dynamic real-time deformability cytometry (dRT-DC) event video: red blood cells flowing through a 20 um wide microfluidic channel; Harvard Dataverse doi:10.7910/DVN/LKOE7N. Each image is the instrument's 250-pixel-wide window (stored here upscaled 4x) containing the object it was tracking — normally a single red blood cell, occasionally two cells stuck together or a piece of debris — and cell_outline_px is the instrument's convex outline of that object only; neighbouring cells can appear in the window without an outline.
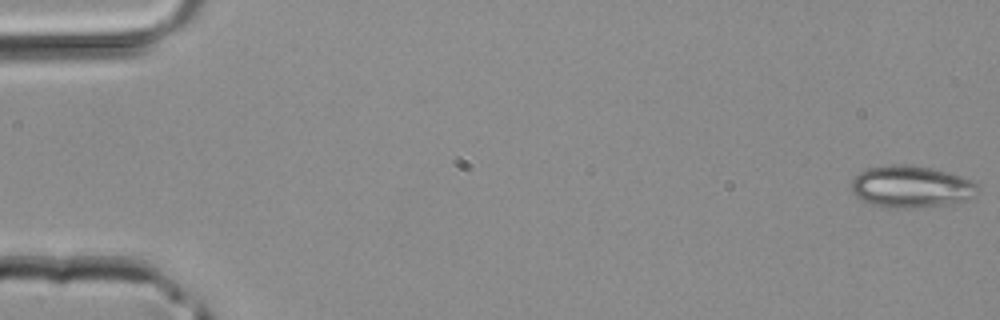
{"species": "common noctule bat (a hibernating species)", "species_latin": "Nyctalus noctula", "temperature_condition": "room temperature", "stored_images_in_passage": 44, "camera_frame_rate_fps": 3000, "um_per_image_px": 0.085, "animal": {"sex": "male", "body_mass_g": 20.4}, "frame": {"image": 1, "passage_image": 1, "time_ms": 0.0, "image_size_px": [1000, 320], "cell_outline_px": [[980, 192], [976, 196], [968, 200], [948, 204], [920, 208], [888, 208], [872, 204], [856, 196], [852, 192], [852, 180], [860, 172], [868, 168], [892, 164], [912, 164], [932, 168], [968, 180], [976, 184], [980, 188]], "centroid_in_image_um": [77.46, 15.88], "position_along_channel_um": 7.5, "area_um2": 30.92}}
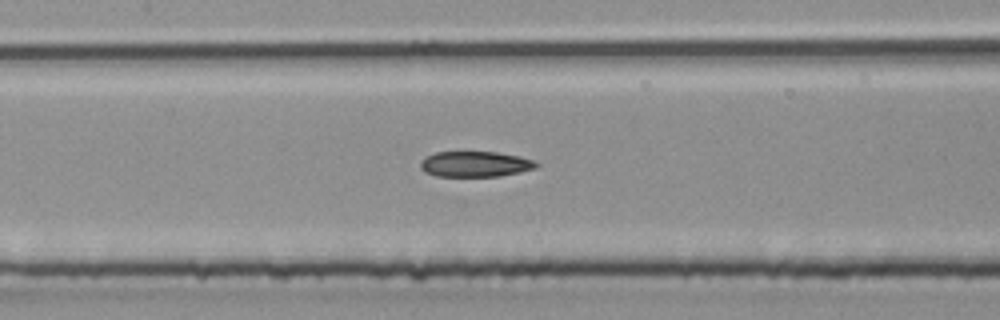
{"frame": {"image": 2, "passage_image": 21, "time_ms": 6.667, "image_size_px": [1000, 320], "cell_outline_px": [[540, 164], [536, 168], [520, 172], [500, 176], [436, 176], [424, 172], [420, 168], [420, 160], [424, 156], [436, 152], [496, 152], [520, 156], [536, 160]], "centroid_in_image_um": [40.39, 13.94], "position_along_channel_um": 167.0, "area_um2": 17.51}}
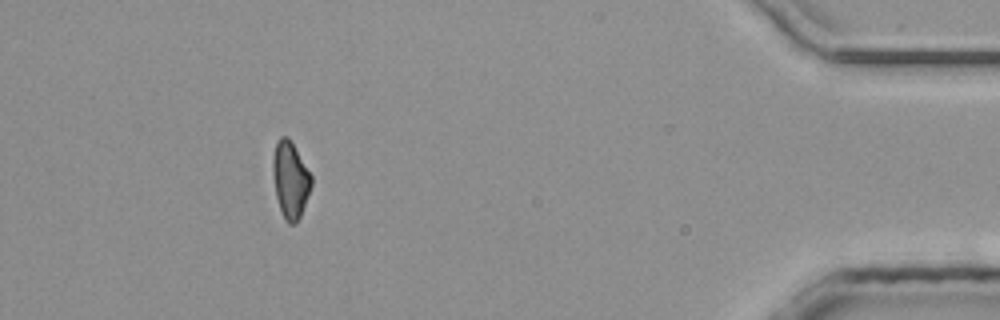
{"frame": {"image": 3, "passage_image": 40, "time_ms": 13.0, "image_size_px": [1000, 320], "cell_outline_px": [[312, 184], [300, 216], [296, 224], [288, 224], [284, 220], [276, 196], [272, 172], [272, 156], [276, 140], [280, 136], [288, 136], [312, 176]], "centroid_in_image_um": [24.65, 15.26], "position_along_channel_um": 410.5, "area_um2": 17.22}}